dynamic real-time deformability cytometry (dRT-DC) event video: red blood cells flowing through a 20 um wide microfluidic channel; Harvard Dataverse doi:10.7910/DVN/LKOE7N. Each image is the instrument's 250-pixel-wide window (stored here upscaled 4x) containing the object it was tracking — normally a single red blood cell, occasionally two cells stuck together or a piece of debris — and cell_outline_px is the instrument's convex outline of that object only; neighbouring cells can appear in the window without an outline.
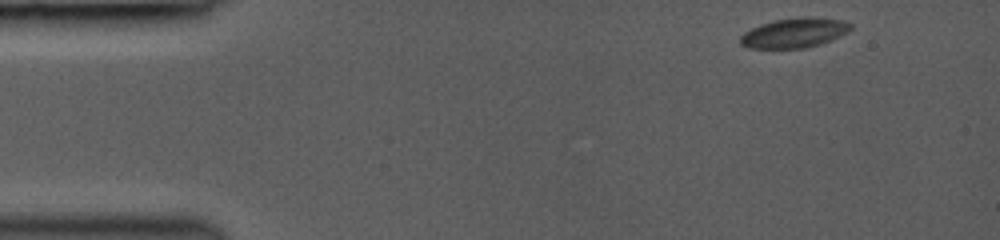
{"species": "common noctule bat (a hibernating species)", "species_latin": "Nyctalus noctula", "temperature_condition": "room temperature", "stored_images_in_passage": 20, "camera_frame_rate_fps": 3000, "um_per_image_px": 0.085, "animal": {"sex": "female", "body_mass_g": 19.0, "forearm_length_mm": 53.3}, "frame": {"image": 1, "passage_image": 1, "time_ms": 0.0, "image_size_px": [1000, 240], "cell_outline_px": [[852, 28], [848, 32], [840, 36], [820, 44], [808, 48], [748, 48], [740, 44], [740, 36], [744, 32], [760, 24], [772, 20], [844, 20], [852, 24]], "centroid_in_image_um": [67.46, 2.85], "position_along_channel_um": 17.5, "area_um2": 18.26}}
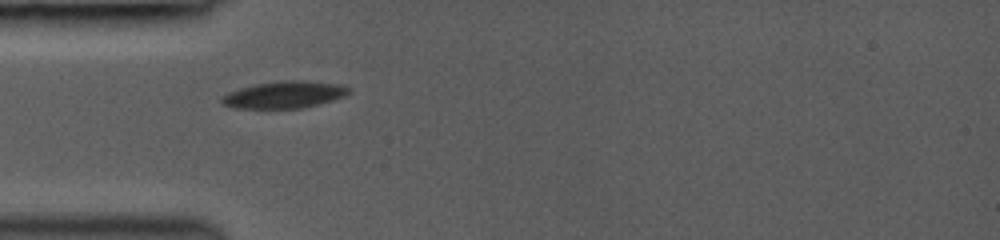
{"frame": {"image": 2, "passage_image": 14, "time_ms": 3.333, "image_size_px": [1000, 240], "cell_outline_px": [[352, 92], [344, 96], [332, 100], [304, 108], [232, 108], [224, 104], [220, 100], [220, 96], [228, 92], [240, 88], [256, 84], [284, 80], [300, 80], [344, 84], [352, 88]], "centroid_in_image_um": [24.2, 8.04], "position_along_channel_um": 60.8, "area_um2": 20.17}}
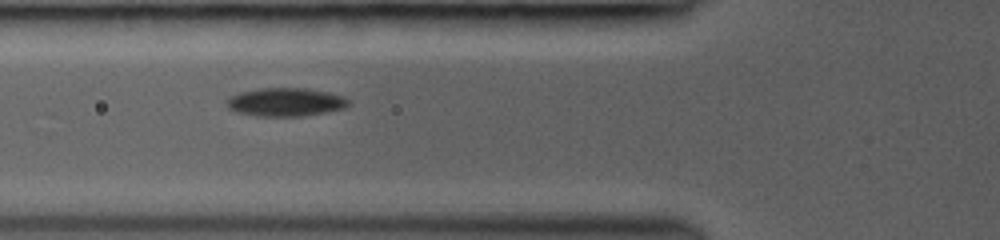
{"frame": {"image": 3, "passage_image": 19, "time_ms": 4.333, "image_size_px": [1000, 240], "cell_outline_px": [[352, 104], [344, 108], [304, 116], [256, 116], [236, 112], [228, 108], [224, 100], [228, 96], [240, 92], [260, 88], [304, 88], [328, 92], [344, 96]], "centroid_in_image_um": [24.24, 8.67], "position_along_channel_um": 101.6, "area_um2": 20.35}}